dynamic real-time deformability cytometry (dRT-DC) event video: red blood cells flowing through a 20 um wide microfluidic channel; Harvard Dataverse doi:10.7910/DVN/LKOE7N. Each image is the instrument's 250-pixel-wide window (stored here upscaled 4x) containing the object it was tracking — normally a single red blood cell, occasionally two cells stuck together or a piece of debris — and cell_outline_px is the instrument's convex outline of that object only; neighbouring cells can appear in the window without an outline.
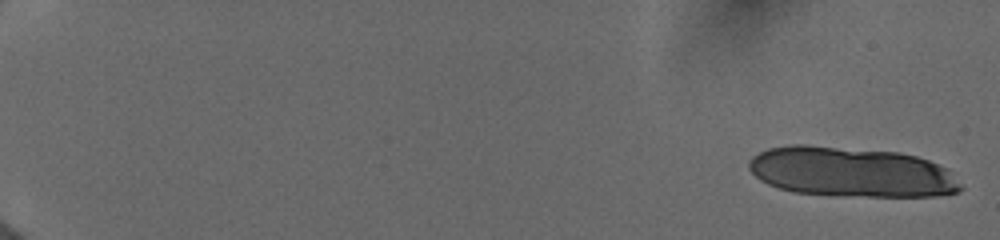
{"species": "human", "species_latin": "Homo sapiens", "temperature_condition": "cold", "stored_images_in_passage": 7, "camera_frame_rate_fps": 3000, "um_per_image_px": 0.085, "donor": {"sex": "female"}, "frame": {"image": 1, "passage_image": 1, "time_ms": 0.0, "image_size_px": [1000, 240], "cell_outline_px": [[964, 188], [960, 192], [936, 196], [832, 196], [792, 192], [776, 188], [760, 180], [748, 168], [748, 160], [752, 156], [768, 148], [792, 144], [804, 144], [900, 152], [916, 156], [928, 160], [948, 168]], "centroid_in_image_um": [72.35, 14.63], "position_along_channel_um": 12.7, "area_um2": 62.42}}